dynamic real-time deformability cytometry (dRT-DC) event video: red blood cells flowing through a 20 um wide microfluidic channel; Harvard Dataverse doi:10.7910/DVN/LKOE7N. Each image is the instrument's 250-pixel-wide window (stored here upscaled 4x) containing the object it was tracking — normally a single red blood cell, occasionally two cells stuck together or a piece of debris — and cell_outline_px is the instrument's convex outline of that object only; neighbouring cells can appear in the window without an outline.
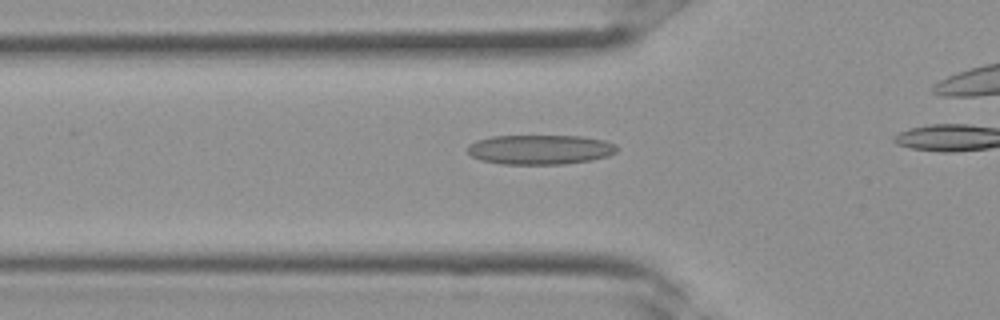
{"species": "Egyptian fruit bat (a non-hibernating species)", "species_latin": "Rousettus aegyptiacus", "temperature_condition": "room temperature", "stored_images_in_passage": 6, "segment_of_instrument_passage": [1, 2], "camera_frame_rate_fps": 3000, "um_per_image_px": 0.085, "frame": {"image": 1, "passage_image": 2, "time_ms": 0.333, "image_size_px": [1000, 320], "cell_outline_px": [[620, 148], [616, 152], [608, 156], [592, 160], [564, 164], [500, 164], [480, 160], [472, 156], [468, 152], [468, 144], [476, 140], [492, 136], [584, 136], [604, 140], [616, 144]], "centroid_in_image_um": [45.93, 12.71], "position_along_channel_um": 79.9, "area_um2": 26.07}}
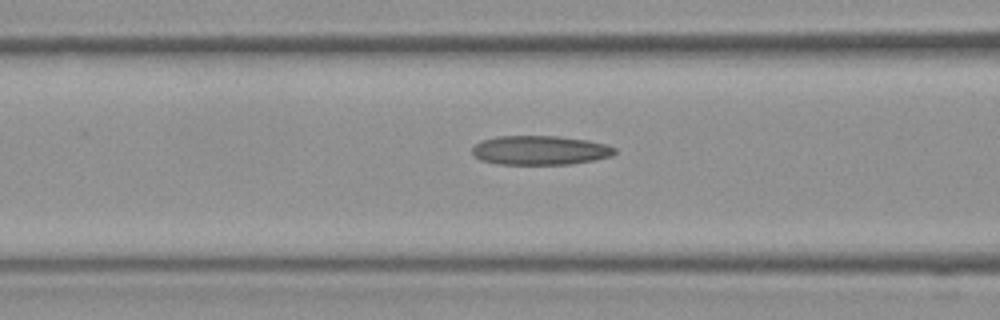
{"frame": {"image": 2, "passage_image": 4, "time_ms": 1.0, "image_size_px": [1000, 320], "cell_outline_px": [[616, 152], [612, 156], [596, 160], [572, 164], [496, 164], [480, 160], [472, 156], [472, 148], [480, 140], [496, 136], [556, 136], [588, 140], [608, 144], [616, 148]], "centroid_in_image_um": [45.9, 12.77], "position_along_channel_um": 120.7, "area_um2": 24.62}}